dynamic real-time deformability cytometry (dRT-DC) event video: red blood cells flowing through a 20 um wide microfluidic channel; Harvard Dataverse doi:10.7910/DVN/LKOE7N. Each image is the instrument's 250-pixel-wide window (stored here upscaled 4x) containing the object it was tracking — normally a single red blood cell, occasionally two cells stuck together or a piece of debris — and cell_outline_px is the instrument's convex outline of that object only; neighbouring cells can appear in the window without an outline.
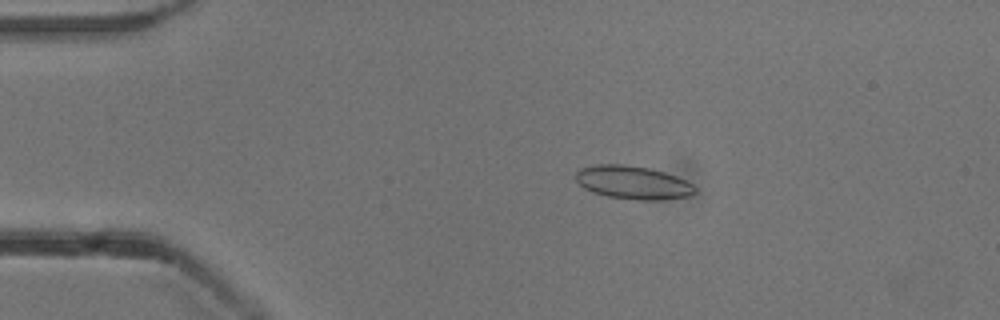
{"species": "common noctule bat (a hibernating species)", "species_latin": "Nyctalus noctula", "temperature_condition": "cold", "stored_images_in_passage": 53, "camera_frame_rate_fps": 3000, "um_per_image_px": 0.085, "animal": {"sex": "male", "body_mass_g": 13.3}, "frame": {"image": 1, "passage_image": 10, "time_ms": 3.0, "image_size_px": [1000, 320], "cell_outline_px": [[696, 192], [692, 196], [660, 200], [636, 200], [608, 196], [592, 192], [584, 188], [576, 180], [576, 172], [580, 168], [596, 164], [624, 164], [648, 168], [664, 172], [676, 176], [692, 184], [696, 188]], "centroid_in_image_um": [53.81, 15.52], "position_along_channel_um": 31.2, "area_um2": 23.18}}
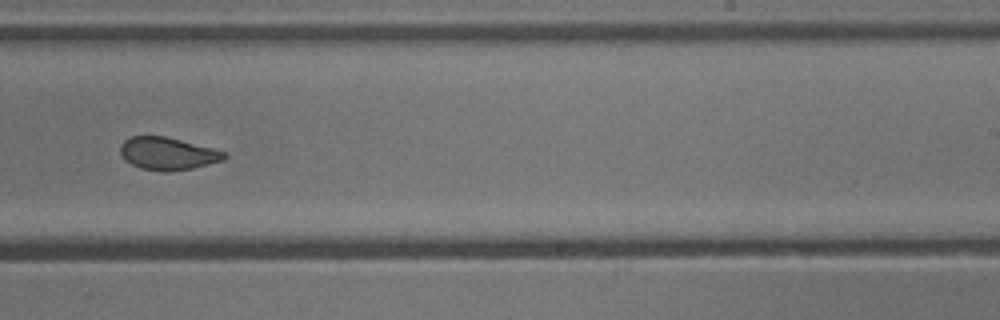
{"frame": {"image": 2, "passage_image": 33, "time_ms": 10.667, "image_size_px": [1000, 320], "cell_outline_px": [[228, 156], [224, 160], [192, 168], [168, 172], [164, 172], [140, 168], [124, 160], [120, 152], [120, 144], [124, 140], [132, 136], [164, 136], [212, 148], [224, 152]], "centroid_in_image_um": [14.22, 13.06], "position_along_channel_um": 274.8, "area_um2": 19.65}}
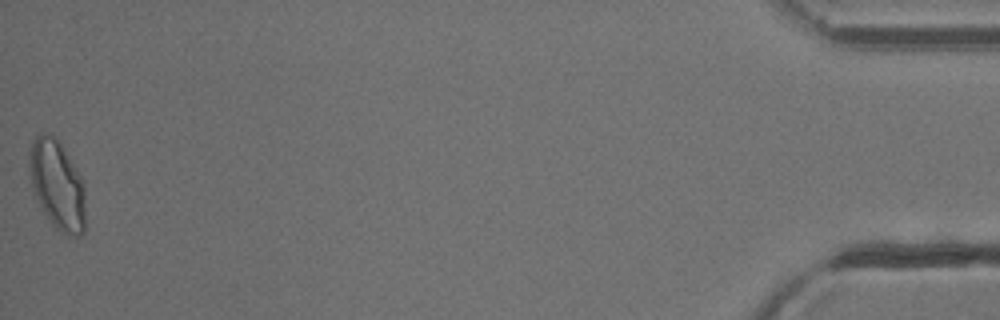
{"frame": {"image": 3, "passage_image": 53, "time_ms": 17.333, "image_size_px": [1000, 320], "cell_outline_px": [[84, 232], [80, 236], [68, 236], [56, 228], [52, 224], [40, 208], [32, 196], [28, 164], [28, 152], [32, 140], [40, 132], [48, 132], [56, 136], [64, 148], [84, 180]], "centroid_in_image_um": [4.82, 15.67], "position_along_channel_um": 430.4, "area_um2": 30.11}, "authors_computed_cell_mechanics": {"area_um2": 21.7906, "velocity_mm_per_s": 3.8452, "shape_relaxation_time_tau1_ms": 5.1719, "shape_relaxation_time_tau2_ms": 0.8851, "deformation_change_tau1": 0.1148, "deformation_change_tau2": 0.0468}}